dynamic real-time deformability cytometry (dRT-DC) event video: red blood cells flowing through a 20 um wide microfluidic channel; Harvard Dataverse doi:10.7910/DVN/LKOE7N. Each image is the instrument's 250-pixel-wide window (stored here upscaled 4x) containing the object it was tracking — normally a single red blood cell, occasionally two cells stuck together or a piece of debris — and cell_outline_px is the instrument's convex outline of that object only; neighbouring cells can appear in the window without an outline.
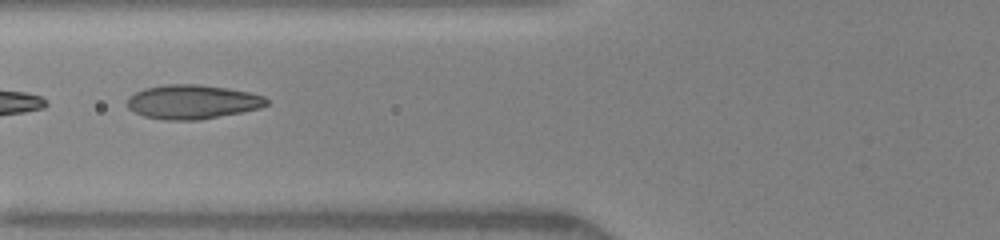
{"species": "human", "species_latin": "Homo sapiens", "temperature_condition": "warm", "stored_images_in_passage": 37, "segment_of_instrument_passage": [2, 2], "camera_frame_rate_fps": 3000, "um_per_image_px": 0.085, "donor": {"sex": "female"}, "frame": {"image": 1, "passage_image": 15, "time_ms": 6.0, "image_size_px": [1000, 240], "cell_outline_px": [[268, 104], [260, 108], [200, 120], [164, 120], [144, 116], [128, 108], [128, 96], [144, 88], [164, 84], [200, 84], [228, 88], [248, 92], [264, 96], [268, 100]], "centroid_in_image_um": [16.35, 8.65], "position_along_channel_um": 109.5, "area_um2": 27.74}}
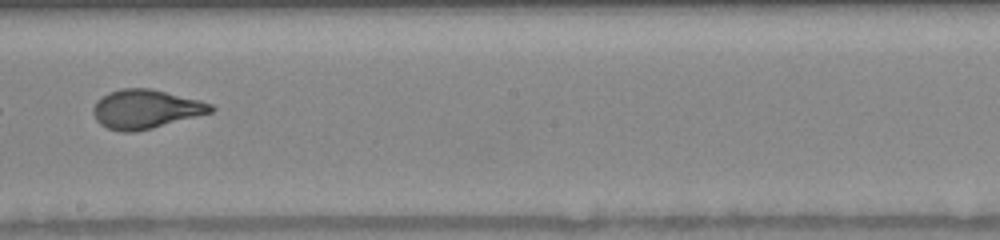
{"frame": {"image": 2, "passage_image": 20, "time_ms": 9.0, "image_size_px": [1000, 240], "cell_outline_px": [[216, 108], [212, 112], [152, 128], [136, 132], [124, 132], [108, 128], [100, 124], [96, 120], [92, 112], [92, 108], [96, 100], [108, 92], [120, 88], [152, 88], [200, 100], [212, 104]], "centroid_in_image_um": [12.36, 9.26], "position_along_channel_um": 235.8, "area_um2": 26.88}}
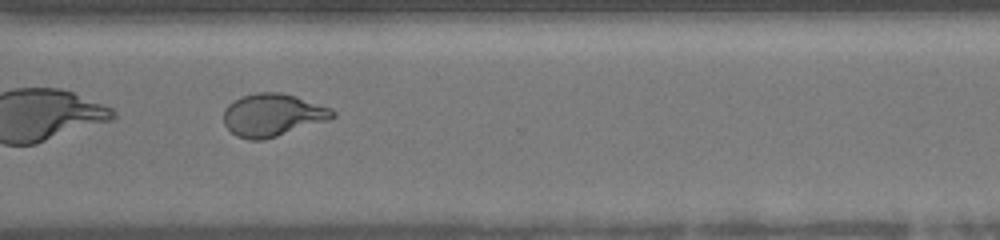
{"frame": {"image": 3, "passage_image": 27, "time_ms": 11.667, "image_size_px": [1000, 240], "cell_outline_px": [[336, 116], [328, 120], [264, 140], [248, 140], [236, 136], [224, 124], [224, 108], [228, 104], [244, 96], [256, 92], [280, 92], [296, 96], [332, 108], [336, 112]], "centroid_in_image_um": [23.18, 9.78], "position_along_channel_um": 347.4, "area_um2": 27.05}}